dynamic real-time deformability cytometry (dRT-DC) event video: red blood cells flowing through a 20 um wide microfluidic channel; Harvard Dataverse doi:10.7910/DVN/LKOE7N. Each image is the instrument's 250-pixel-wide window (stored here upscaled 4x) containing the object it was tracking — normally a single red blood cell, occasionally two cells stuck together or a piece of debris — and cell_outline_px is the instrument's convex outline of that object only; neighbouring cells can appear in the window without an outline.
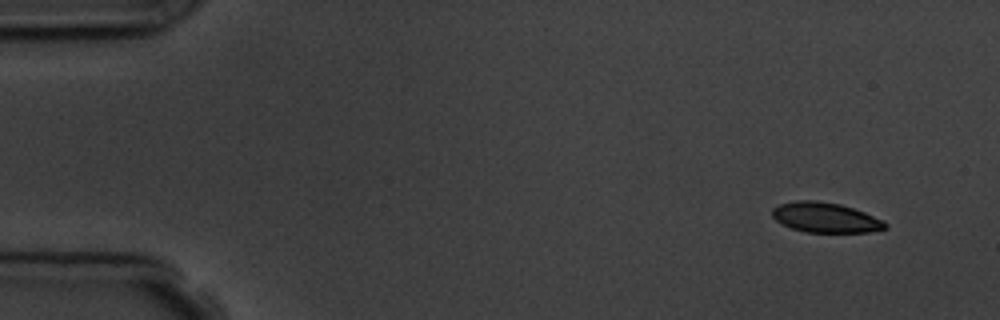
{"species": "common noctule bat (a hibernating species)", "species_latin": "Nyctalus noctula", "temperature_condition": "room temperature", "stored_images_in_passage": 5, "camera_frame_rate_fps": 3000, "um_per_image_px": 0.085, "animal": {"sex": "male", "body_mass_g": 19.5, "forearm_length_mm": 54.6}, "frame": {"image": 1, "passage_image": 1, "time_ms": 0.0, "image_size_px": [1000, 320], "cell_outline_px": [[888, 228], [868, 232], [804, 232], [792, 228], [776, 220], [772, 216], [772, 208], [780, 204], [796, 200], [816, 200], [840, 204], [864, 212], [884, 220], [888, 224]], "centroid_in_image_um": [70.18, 18.49], "position_along_channel_um": 14.8, "area_um2": 19.77}}
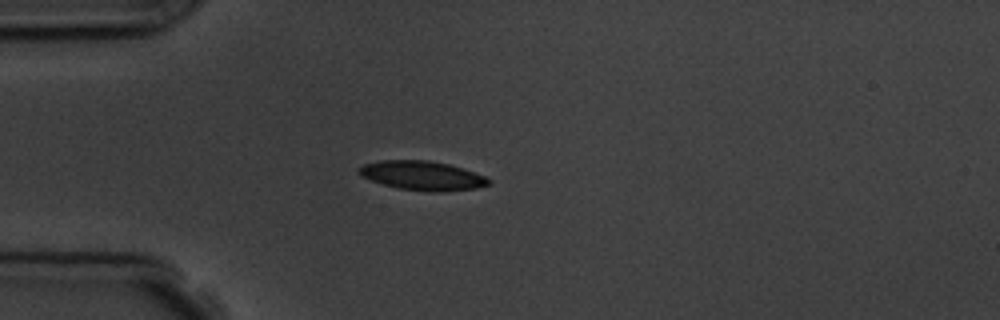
{"frame": {"image": 2, "passage_image": 4, "time_ms": 3.667, "image_size_px": [1000, 320], "cell_outline_px": [[492, 184], [476, 188], [440, 192], [432, 192], [400, 188], [384, 184], [360, 176], [356, 172], [356, 168], [364, 164], [380, 160], [428, 160], [448, 164], [484, 176], [492, 180]], "centroid_in_image_um": [35.87, 14.92], "position_along_channel_um": 49.1, "area_um2": 21.96}}